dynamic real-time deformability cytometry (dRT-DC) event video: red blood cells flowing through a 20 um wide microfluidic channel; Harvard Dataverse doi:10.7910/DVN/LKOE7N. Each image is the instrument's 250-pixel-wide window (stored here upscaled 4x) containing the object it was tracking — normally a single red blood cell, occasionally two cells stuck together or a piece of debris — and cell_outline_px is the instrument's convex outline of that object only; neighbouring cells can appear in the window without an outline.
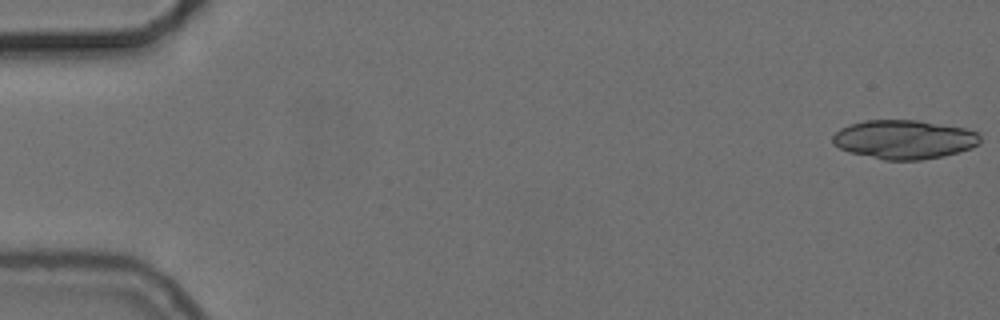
{"species": "common noctule bat (a hibernating species)", "species_latin": "Nyctalus noctula", "temperature_condition": "cold", "stored_images_in_passage": 54, "segment_of_instrument_passage": [1, 2], "camera_frame_rate_fps": 3000, "um_per_image_px": 0.085, "animal": {"sex": "female", "body_mass_g": 24.6, "forearm_length_mm": 56.2}, "frame": {"image": 1, "passage_image": 1, "time_ms": 0.0, "image_size_px": [1000, 320], "cell_outline_px": [[980, 144], [972, 148], [944, 156], [920, 160], [884, 160], [848, 152], [832, 144], [832, 136], [840, 128], [864, 120], [916, 120], [964, 128], [976, 132], [980, 136]], "centroid_in_image_um": [76.84, 11.86], "position_along_channel_um": 8.2, "area_um2": 33.52}}